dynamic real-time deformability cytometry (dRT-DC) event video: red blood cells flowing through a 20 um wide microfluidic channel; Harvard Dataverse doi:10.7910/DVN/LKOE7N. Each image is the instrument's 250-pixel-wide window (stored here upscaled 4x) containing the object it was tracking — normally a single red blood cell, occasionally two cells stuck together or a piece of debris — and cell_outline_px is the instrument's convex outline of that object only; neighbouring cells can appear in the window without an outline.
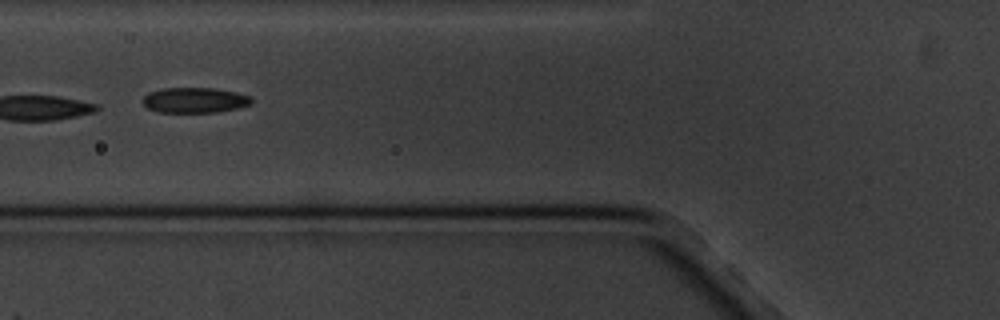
{"species": "common noctule bat (a hibernating species)", "species_latin": "Nyctalus noctula", "temperature_condition": "cold", "stored_images_in_passage": 6, "camera_frame_rate_fps": 3000, "um_per_image_px": 0.085, "animal": {"sex": "male", "body_mass_g": 20.1, "forearm_length_mm": 53.5}, "frame": {"image": 1, "passage_image": 5, "time_ms": 6.333, "image_size_px": [1000, 320], "cell_outline_px": [[252, 104], [236, 108], [216, 112], [156, 112], [148, 108], [140, 100], [148, 92], [164, 88], [216, 88], [236, 92], [252, 96]], "centroid_in_image_um": [16.54, 8.51], "position_along_channel_um": 109.3, "area_um2": 16.18}}